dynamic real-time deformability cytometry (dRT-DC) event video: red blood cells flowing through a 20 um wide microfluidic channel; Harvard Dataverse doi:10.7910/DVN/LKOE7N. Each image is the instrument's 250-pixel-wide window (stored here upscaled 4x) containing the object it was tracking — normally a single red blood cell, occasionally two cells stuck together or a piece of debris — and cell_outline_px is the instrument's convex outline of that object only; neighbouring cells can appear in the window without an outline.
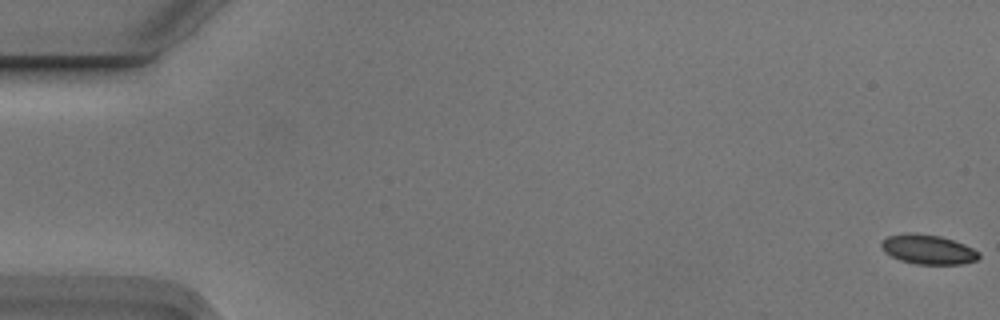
{"species": "Egyptian fruit bat (a non-hibernating species)", "species_latin": "Rousettus aegyptiacus", "temperature_condition": "cold", "stored_images_in_passage": 2, "camera_frame_rate_fps": 3000, "um_per_image_px": 0.085, "animal": {"sex": "male"}, "frame": {"image": 1, "passage_image": 1, "time_ms": 0.0, "image_size_px": [1000, 320], "cell_outline_px": [[980, 256], [976, 260], [960, 264], [916, 264], [900, 260], [884, 252], [880, 248], [880, 244], [888, 236], [904, 232], [940, 236], [964, 244], [980, 252]], "centroid_in_image_um": [78.86, 21.2], "position_along_channel_um": 6.1, "area_um2": 16.7}}